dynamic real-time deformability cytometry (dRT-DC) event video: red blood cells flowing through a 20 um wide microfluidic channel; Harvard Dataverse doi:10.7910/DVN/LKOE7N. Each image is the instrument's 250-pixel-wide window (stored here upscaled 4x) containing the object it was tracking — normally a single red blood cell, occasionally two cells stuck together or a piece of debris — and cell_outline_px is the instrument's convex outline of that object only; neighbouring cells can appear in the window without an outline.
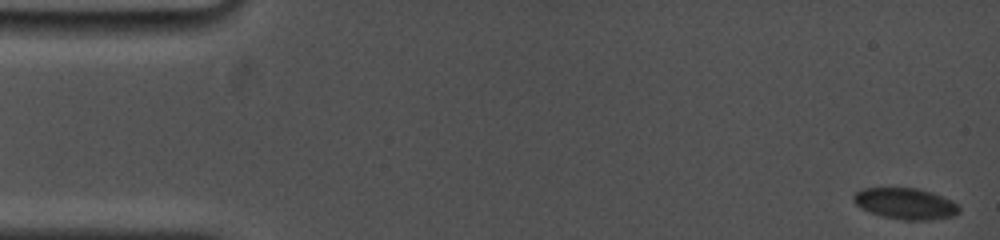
{"species": "common noctule bat (a hibernating species)", "species_latin": "Nyctalus noctula", "temperature_condition": "cold", "stored_images_in_passage": 34, "camera_frame_rate_fps": 5000, "um_per_image_px": 0.085, "animal": {"sex": "female", "body_mass_g": 19.0, "forearm_length_mm": 53.3}, "frame": {"image": 1, "passage_image": 1, "time_ms": 0.0, "image_size_px": [1000, 240], "cell_outline_px": [[960, 212], [952, 216], [928, 220], [904, 220], [880, 216], [860, 208], [852, 200], [852, 196], [856, 192], [864, 188], [916, 188], [932, 192], [952, 200], [960, 208]], "centroid_in_image_um": [76.95, 17.31], "position_along_channel_um": 8.1, "area_um2": 19.25}}
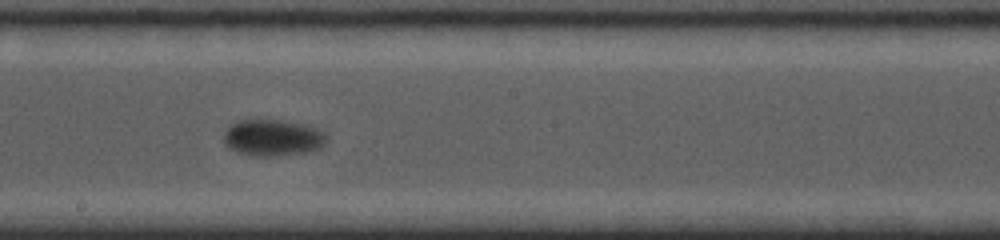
{"frame": {"image": 2, "passage_image": 20, "time_ms": 10.0, "image_size_px": [1000, 240], "cell_outline_px": [[328, 140], [320, 148], [308, 152], [280, 156], [248, 156], [236, 152], [228, 148], [224, 144], [224, 132], [232, 124], [240, 120], [280, 120], [308, 124], [324, 132], [328, 136]], "centroid_in_image_um": [23.2, 11.72], "position_along_channel_um": 225.0, "area_um2": 22.31}}
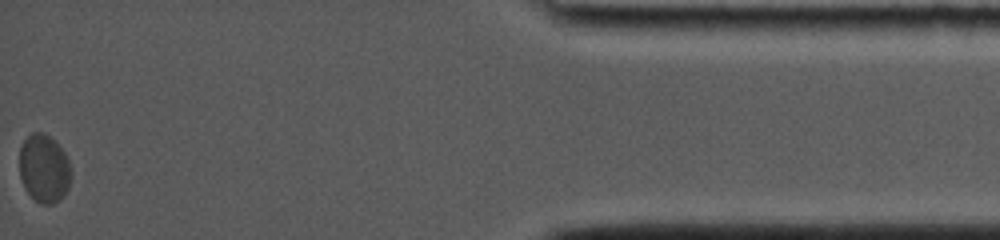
{"frame": {"image": 3, "passage_image": 34, "time_ms": 17.8, "image_size_px": [1000, 240], "cell_outline_px": [[72, 176], [68, 188], [64, 196], [60, 200], [52, 204], [44, 204], [36, 200], [24, 188], [20, 176], [20, 144], [32, 132], [44, 132], [64, 152], [68, 160], [72, 172]], "centroid_in_image_um": [3.75, 14.33], "position_along_channel_um": 431.4, "area_um2": 20.52}, "authors_computed_cell_mechanics": {"area_um2": 20.519, "velocity_mm_per_s": 3.4923, "shape_relaxation_time_tau1_ms": 0.7276, "shape_relaxation_time_tau2_ms": null, "deformation_change_tau1": 0.0377, "deformation_change_tau2": null}}